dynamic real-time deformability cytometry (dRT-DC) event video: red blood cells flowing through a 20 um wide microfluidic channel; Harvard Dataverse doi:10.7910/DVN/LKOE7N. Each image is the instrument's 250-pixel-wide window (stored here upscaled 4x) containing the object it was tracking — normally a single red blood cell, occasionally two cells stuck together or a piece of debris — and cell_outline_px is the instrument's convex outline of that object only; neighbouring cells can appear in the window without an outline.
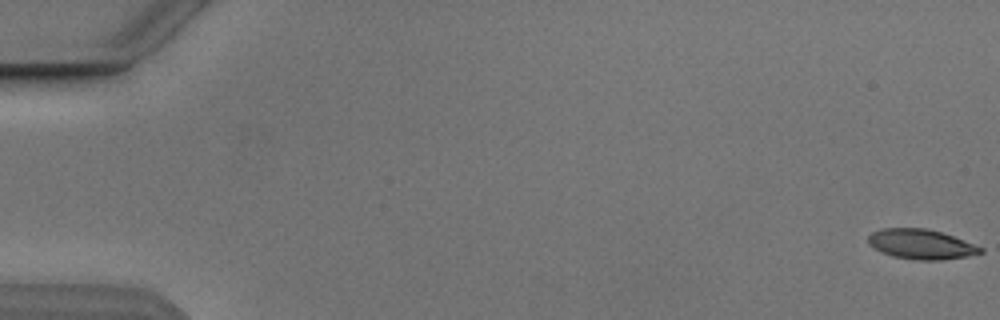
{"species": "Egyptian fruit bat (a non-hibernating species)", "species_latin": "Rousettus aegyptiacus", "temperature_condition": "cold", "stored_images_in_passage": 5, "camera_frame_rate_fps": 3000, "um_per_image_px": 0.085, "animal": {"sex": "male"}, "frame": {"image": 1, "passage_image": 1, "time_ms": 0.0, "image_size_px": [1000, 320], "cell_outline_px": [[984, 252], [968, 256], [940, 260], [916, 260], [892, 256], [880, 252], [872, 248], [868, 244], [868, 236], [872, 232], [880, 228], [928, 228], [964, 240], [984, 248]], "centroid_in_image_um": [78.26, 20.76], "position_along_channel_um": 6.7, "area_um2": 19.71}}
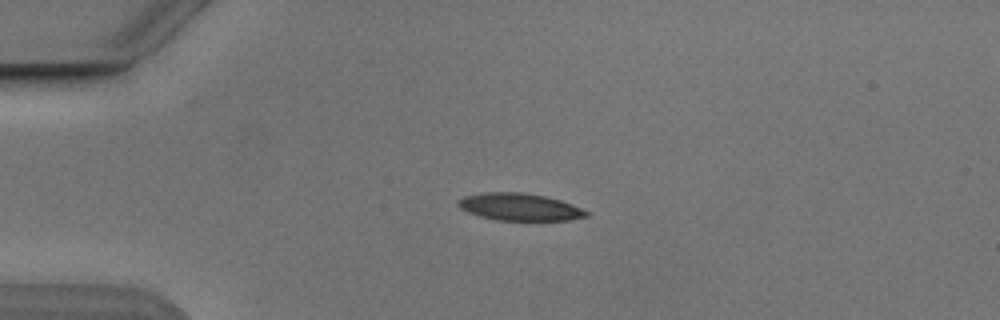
{"frame": {"image": 2, "passage_image": 4, "time_ms": 4.333, "image_size_px": [1000, 320], "cell_outline_px": [[588, 216], [568, 220], [496, 220], [480, 216], [468, 212], [460, 208], [456, 204], [456, 200], [464, 196], [484, 192], [520, 192], [544, 196], [560, 200], [572, 204], [588, 212]], "centroid_in_image_um": [44.12, 17.58], "position_along_channel_um": 40.9, "area_um2": 20.29}}